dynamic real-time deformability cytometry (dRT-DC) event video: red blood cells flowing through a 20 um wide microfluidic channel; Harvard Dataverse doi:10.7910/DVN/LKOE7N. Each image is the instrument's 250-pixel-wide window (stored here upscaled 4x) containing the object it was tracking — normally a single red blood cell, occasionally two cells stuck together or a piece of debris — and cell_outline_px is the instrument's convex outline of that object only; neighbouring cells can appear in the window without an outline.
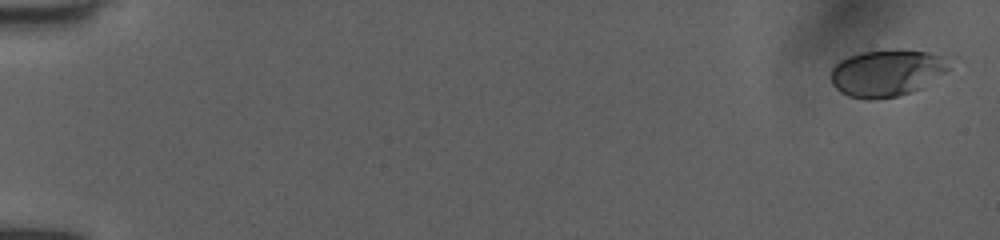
{"species": "human", "species_latin": "Homo sapiens", "temperature_condition": "room temperature", "stored_images_in_passage": 10, "camera_frame_rate_fps": 3000, "um_per_image_px": 0.085, "donor": {"sex": "female"}, "frame": {"image": 1, "passage_image": 1, "time_ms": 0.0, "image_size_px": [1000, 240], "cell_outline_px": [[948, 72], [920, 88], [896, 96], [872, 100], [868, 100], [848, 96], [840, 92], [832, 84], [832, 68], [840, 60], [848, 56], [860, 52], [892, 48], [904, 48], [928, 52], [944, 56], [948, 60]], "centroid_in_image_um": [75.38, 6.17], "position_along_channel_um": 9.6, "area_um2": 32.66}}
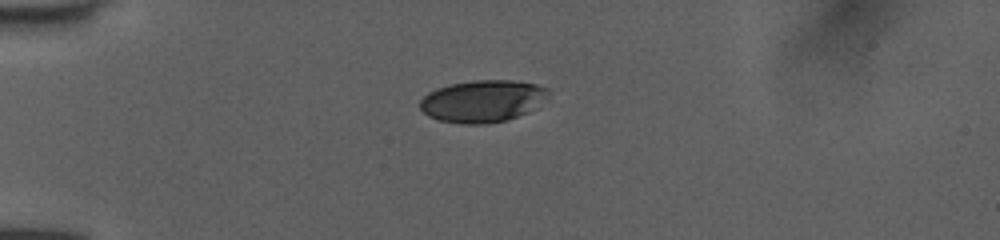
{"frame": {"image": 2, "passage_image": 7, "time_ms": 2.0, "image_size_px": [1000, 240], "cell_outline_px": [[548, 96], [528, 112], [508, 120], [484, 124], [460, 124], [440, 120], [428, 116], [420, 108], [420, 100], [428, 92], [436, 88], [448, 84], [476, 80], [512, 80], [536, 84], [548, 88]], "centroid_in_image_um": [40.99, 8.59], "position_along_channel_um": 44.0, "area_um2": 31.5}}
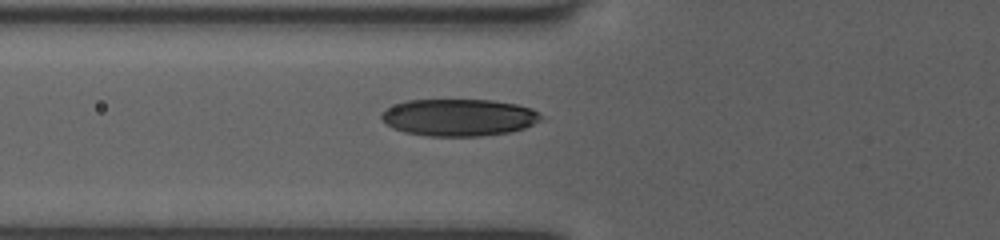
{"frame": {"image": 3, "passage_image": 10, "time_ms": 3.0, "image_size_px": [1000, 240], "cell_outline_px": [[544, 120], [524, 128], [508, 132], [480, 136], [428, 136], [404, 132], [392, 128], [380, 116], [388, 108], [396, 104], [408, 100], [492, 100], [516, 104], [532, 108], [544, 116]], "centroid_in_image_um": [39.06, 9.98], "position_along_channel_um": 86.7, "area_um2": 34.45}}